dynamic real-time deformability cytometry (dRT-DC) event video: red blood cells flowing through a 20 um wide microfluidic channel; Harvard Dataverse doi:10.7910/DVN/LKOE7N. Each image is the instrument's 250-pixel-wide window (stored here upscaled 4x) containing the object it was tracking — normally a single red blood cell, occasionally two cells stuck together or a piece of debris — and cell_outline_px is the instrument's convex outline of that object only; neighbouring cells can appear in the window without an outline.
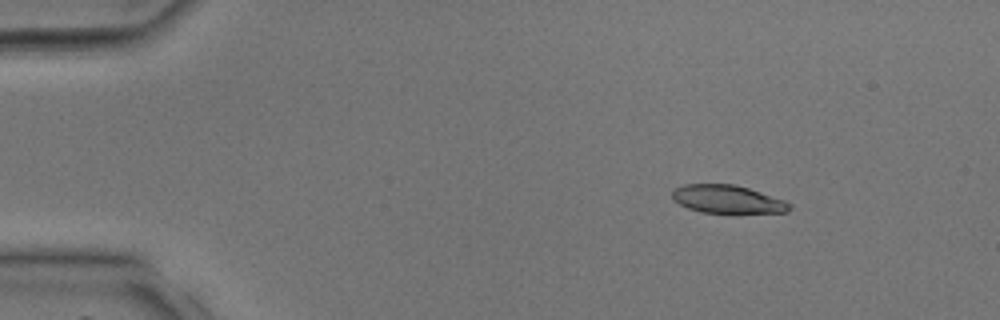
{"species": "common noctule bat (a hibernating species)", "species_latin": "Nyctalus noctula", "temperature_condition": "room temperature", "stored_images_in_passage": 39, "camera_frame_rate_fps": 3000, "um_per_image_px": 0.085, "animal": {"sex": "male", "body_mass_g": 17.9, "forearm_length_mm": 54.2}, "frame": {"image": 1, "passage_image": 6, "time_ms": 1.667, "image_size_px": [1000, 320], "cell_outline_px": [[792, 208], [788, 212], [732, 216], [700, 212], [688, 208], [672, 200], [672, 192], [676, 188], [684, 184], [736, 184], [784, 200], [792, 204]], "centroid_in_image_um": [61.89, 17.0], "position_along_channel_um": 23.1, "area_um2": 20.29}}
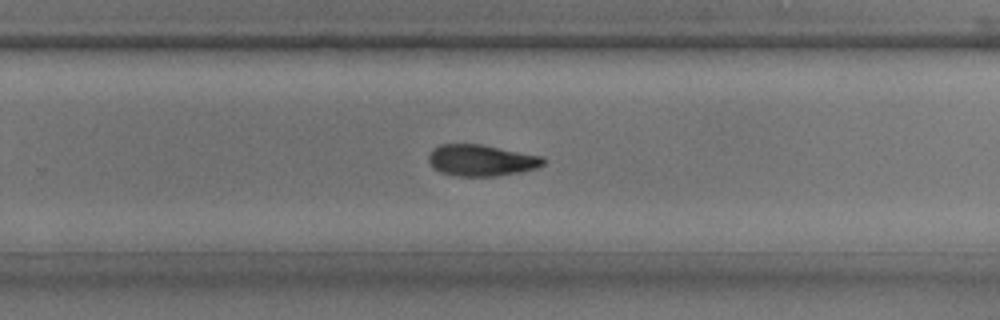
{"frame": {"image": 2, "passage_image": 26, "time_ms": 8.333, "image_size_px": [1000, 320], "cell_outline_px": [[544, 164], [536, 168], [520, 172], [496, 176], [456, 176], [440, 172], [428, 160], [428, 156], [432, 148], [440, 144], [484, 144], [544, 156]], "centroid_in_image_um": [40.93, 13.61], "position_along_channel_um": 288.9, "area_um2": 21.15}}
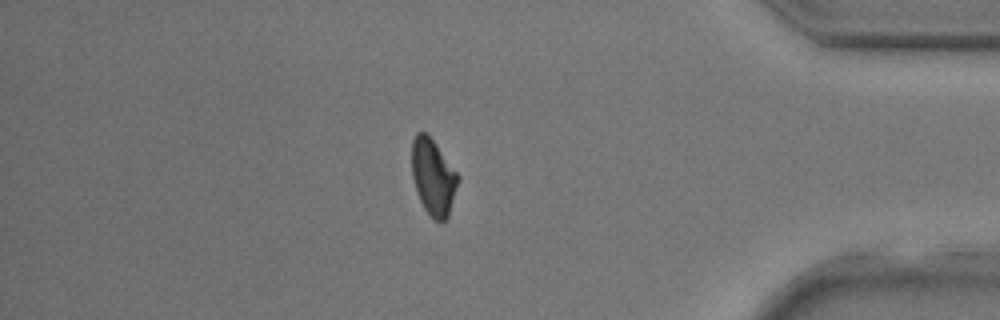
{"frame": {"image": 3, "passage_image": 34, "time_ms": 11.0, "image_size_px": [1000, 320], "cell_outline_px": [[460, 180], [448, 216], [444, 220], [436, 220], [424, 208], [420, 200], [412, 176], [412, 140], [416, 132], [424, 132], [436, 144], [460, 176]], "centroid_in_image_um": [36.83, 15.02], "position_along_channel_um": 398.4, "area_um2": 20.23}}